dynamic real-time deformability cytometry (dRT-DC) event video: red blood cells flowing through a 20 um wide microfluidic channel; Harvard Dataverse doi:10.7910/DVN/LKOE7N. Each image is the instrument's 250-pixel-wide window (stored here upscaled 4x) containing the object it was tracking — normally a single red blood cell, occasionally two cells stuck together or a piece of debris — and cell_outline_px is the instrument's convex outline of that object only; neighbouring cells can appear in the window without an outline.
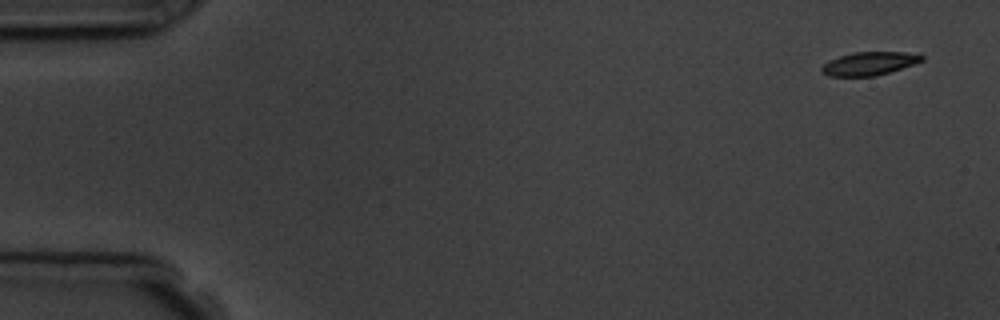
{"species": "common noctule bat (a hibernating species)", "species_latin": "Nyctalus noctula", "temperature_condition": "room temperature", "stored_images_in_passage": 5, "camera_frame_rate_fps": 3000, "um_per_image_px": 0.085, "animal": {"sex": "male", "body_mass_g": 19.5, "forearm_length_mm": 54.6}, "frame": {"image": 1, "passage_image": 1, "time_ms": 0.0, "image_size_px": [1000, 320], "cell_outline_px": [[924, 60], [876, 76], [828, 76], [820, 72], [820, 68], [828, 60], [852, 52], [904, 52], [924, 56]], "centroid_in_image_um": [73.81, 5.4], "position_along_channel_um": 11.2, "area_um2": 13.47}}
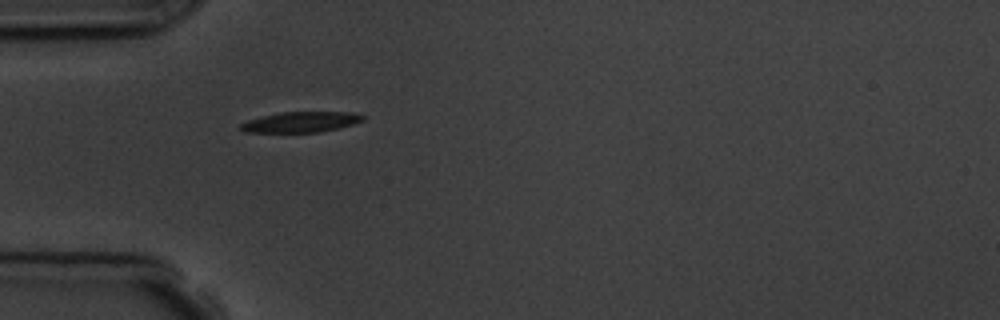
{"frame": {"image": 2, "passage_image": 5, "time_ms": 4.667, "image_size_px": [1000, 320], "cell_outline_px": [[364, 120], [352, 124], [320, 132], [244, 132], [240, 128], [240, 124], [248, 120], [280, 112], [352, 112], [364, 116]], "centroid_in_image_um": [25.56, 10.37], "position_along_channel_um": 59.4, "area_um2": 14.39}}